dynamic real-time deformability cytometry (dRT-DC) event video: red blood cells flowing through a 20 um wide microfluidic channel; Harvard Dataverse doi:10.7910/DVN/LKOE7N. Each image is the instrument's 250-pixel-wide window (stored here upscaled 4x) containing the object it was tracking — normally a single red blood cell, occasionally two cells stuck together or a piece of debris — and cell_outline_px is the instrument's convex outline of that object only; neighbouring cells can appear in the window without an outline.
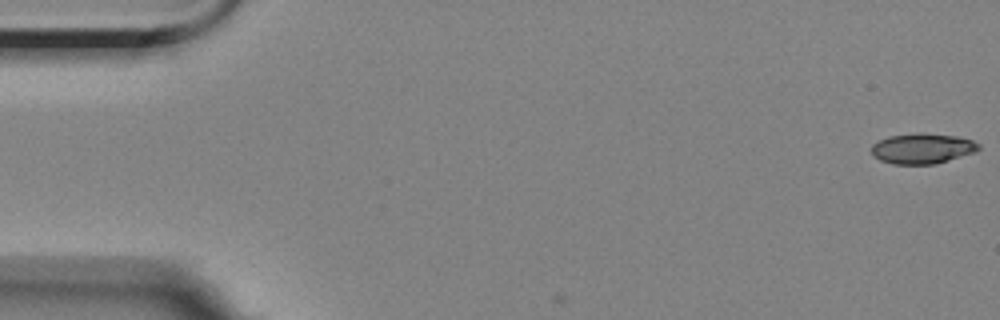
{"species": "Egyptian fruit bat (a non-hibernating species)", "species_latin": "Rousettus aegyptiacus", "temperature_condition": "room temperature", "stored_images_in_passage": 4, "camera_frame_rate_fps": 3000, "um_per_image_px": 0.085, "animal": {"sex": "female"}, "frame": {"image": 1, "passage_image": 1, "time_ms": 0.0, "image_size_px": [1000, 320], "cell_outline_px": [[980, 148], [976, 152], [936, 164], [892, 164], [880, 160], [872, 156], [872, 144], [888, 136], [916, 132], [920, 132], [956, 136], [972, 140], [980, 144]], "centroid_in_image_um": [78.4, 12.62], "position_along_channel_um": 6.6, "area_um2": 19.19}}